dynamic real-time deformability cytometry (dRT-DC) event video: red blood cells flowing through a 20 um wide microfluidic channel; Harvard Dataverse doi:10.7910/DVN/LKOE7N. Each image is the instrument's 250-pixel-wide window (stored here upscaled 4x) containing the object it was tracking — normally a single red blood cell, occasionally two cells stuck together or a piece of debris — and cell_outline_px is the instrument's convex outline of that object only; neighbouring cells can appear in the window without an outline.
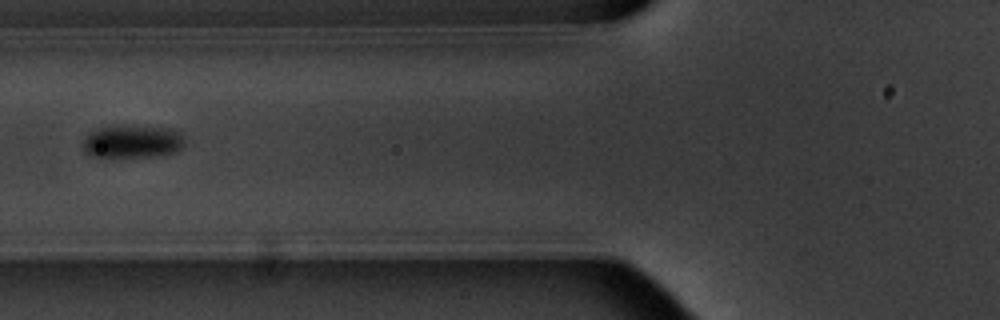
{"species": "common noctule bat (a hibernating species)", "species_latin": "Nyctalus noctula", "temperature_condition": "warm", "stored_images_in_passage": 9, "camera_frame_rate_fps": 3000, "um_per_image_px": 0.085, "animal": {"sex": "male", "body_mass_g": 20.1, "forearm_length_mm": 53.5}, "frame": {"image": 1, "passage_image": 6, "time_ms": 6.0, "image_size_px": [1000, 320], "cell_outline_px": [[184, 144], [180, 148], [172, 152], [148, 156], [88, 156], [84, 152], [84, 136], [88, 132], [96, 128], [124, 124], [172, 128], [180, 132]], "centroid_in_image_um": [11.19, 11.98], "position_along_channel_um": 114.6, "area_um2": 19.59}}